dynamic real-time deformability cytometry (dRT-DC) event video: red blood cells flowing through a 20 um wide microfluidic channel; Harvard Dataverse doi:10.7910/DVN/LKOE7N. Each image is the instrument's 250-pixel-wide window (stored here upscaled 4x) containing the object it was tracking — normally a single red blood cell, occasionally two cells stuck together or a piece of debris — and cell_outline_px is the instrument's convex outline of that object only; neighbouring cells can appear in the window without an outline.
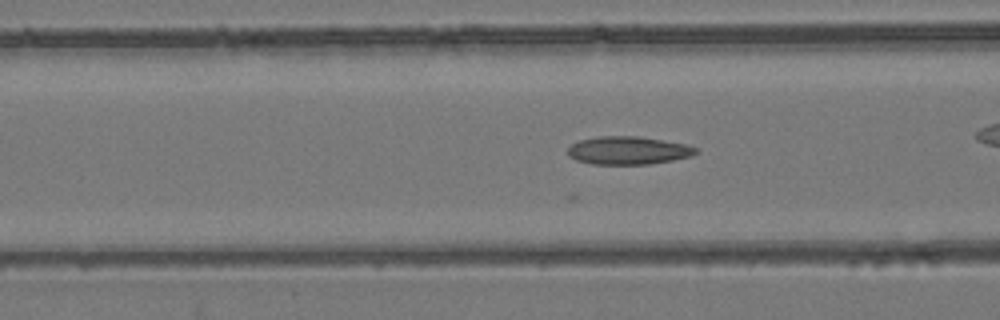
{"species": "common noctule bat (a hibernating species)", "species_latin": "Nyctalus noctula", "temperature_condition": "room temperature", "stored_images_in_passage": 24, "camera_frame_rate_fps": 3000, "um_per_image_px": 0.085, "animal": {"sex": "female", "body_mass_g": 24.6, "forearm_length_mm": 56.2}, "frame": {"image": 1, "passage_image": 5, "time_ms": 1.333, "image_size_px": [1000, 320], "cell_outline_px": [[700, 152], [692, 156], [672, 160], [648, 164], [592, 164], [576, 160], [568, 156], [568, 148], [572, 144], [580, 140], [600, 136], [640, 136], [684, 144], [696, 148]], "centroid_in_image_um": [53.39, 12.79], "position_along_channel_um": 113.2, "area_um2": 20.87}}